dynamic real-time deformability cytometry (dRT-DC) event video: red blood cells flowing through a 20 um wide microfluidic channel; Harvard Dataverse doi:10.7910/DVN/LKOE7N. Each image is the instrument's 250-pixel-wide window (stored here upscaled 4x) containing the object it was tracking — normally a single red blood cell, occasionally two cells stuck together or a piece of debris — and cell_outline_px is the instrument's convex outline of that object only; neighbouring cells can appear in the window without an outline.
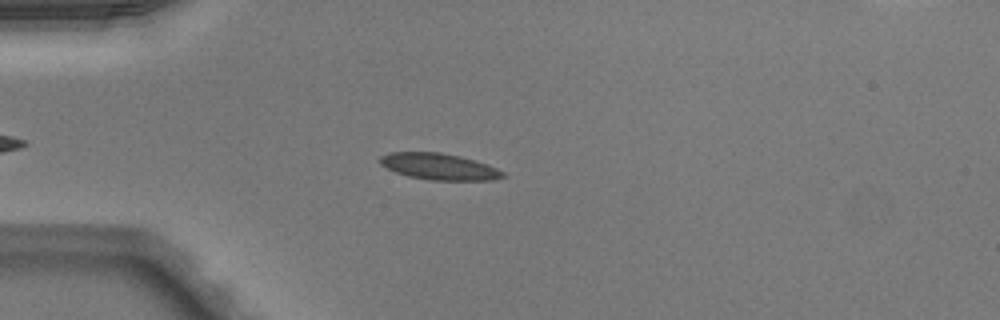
{"species": "Egyptian fruit bat (a non-hibernating species)", "species_latin": "Rousettus aegyptiacus", "temperature_condition": "warm", "stored_images_in_passage": 39, "camera_frame_rate_fps": 3000, "um_per_image_px": 0.085, "animal": {"sex": "male"}, "frame": {"image": 1, "passage_image": 11, "time_ms": 3.333, "image_size_px": [1000, 320], "cell_outline_px": [[508, 176], [492, 180], [428, 180], [408, 176], [396, 172], [380, 164], [376, 160], [380, 156], [388, 152], [440, 152], [460, 156], [476, 160], [488, 164], [504, 172]], "centroid_in_image_um": [37.32, 14.15], "position_along_channel_um": 47.7, "area_um2": 19.13}}
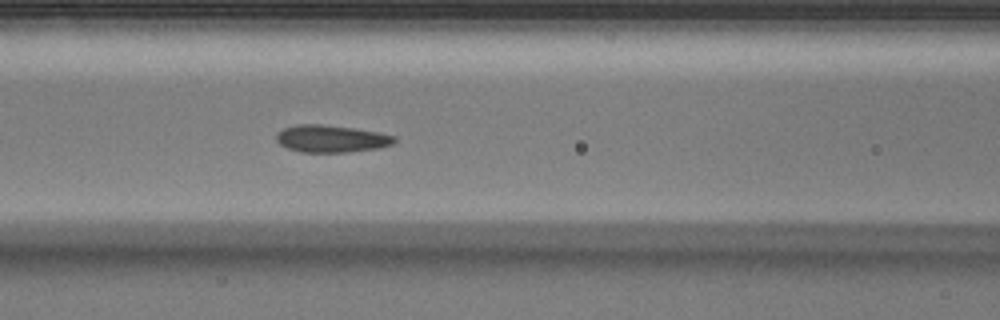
{"frame": {"image": 2, "passage_image": 19, "time_ms": 6.0, "image_size_px": [1000, 320], "cell_outline_px": [[396, 140], [392, 144], [380, 148], [348, 152], [300, 152], [288, 148], [280, 144], [276, 140], [276, 136], [284, 128], [300, 124], [320, 124], [356, 128], [396, 136]], "centroid_in_image_um": [28.18, 11.79], "position_along_channel_um": 138.4, "area_um2": 18.67}}
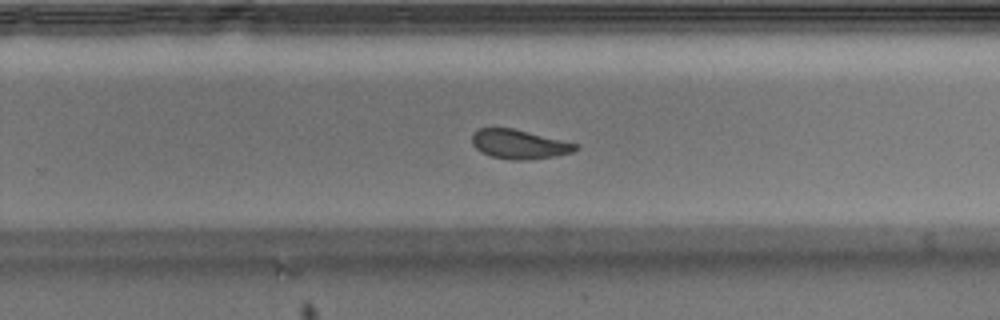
{"frame": {"image": 3, "passage_image": 30, "time_ms": 9.667, "image_size_px": [1000, 320], "cell_outline_px": [[580, 148], [572, 152], [556, 156], [524, 160], [512, 160], [492, 156], [480, 152], [472, 144], [472, 136], [480, 128], [512, 128], [580, 144]], "centroid_in_image_um": [44.17, 12.27], "position_along_channel_um": 285.6, "area_um2": 17.57}, "authors_computed_cell_mechanics": {"area_um2": 18.6116, "velocity_mm_per_s": 4.0242, "shape_relaxation_time_tau1_ms": 2.2997, "shape_relaxation_time_tau2_ms": 1.0008, "deformation_change_tau1": 0.1038, "deformation_change_tau2": 0.0608}}